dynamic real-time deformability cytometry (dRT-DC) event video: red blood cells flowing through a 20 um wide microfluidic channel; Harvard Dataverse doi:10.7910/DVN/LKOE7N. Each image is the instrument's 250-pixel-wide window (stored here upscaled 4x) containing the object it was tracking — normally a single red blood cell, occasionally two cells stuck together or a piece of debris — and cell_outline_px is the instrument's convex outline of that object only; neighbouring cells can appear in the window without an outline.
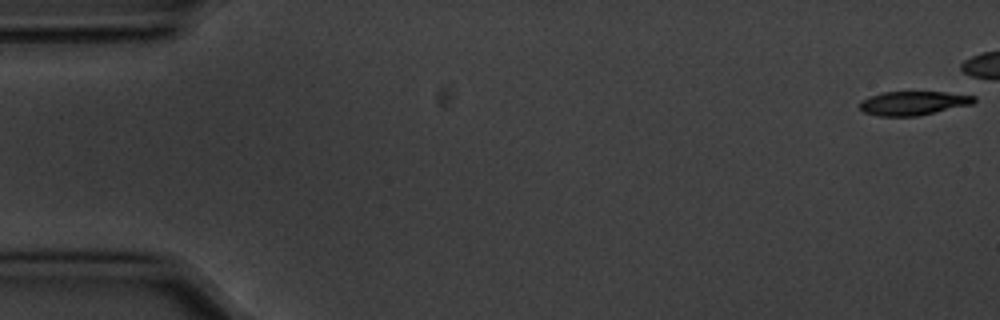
{"species": "common noctule bat (a hibernating species)", "species_latin": "Nyctalus noctula", "temperature_condition": "cold", "stored_images_in_passage": 12, "camera_frame_rate_fps": 3000, "um_per_image_px": 0.085, "animal": {"sex": "male", "body_mass_g": 20.1, "forearm_length_mm": 53.5}, "frame": {"image": 1, "passage_image": 1, "time_ms": 0.0, "image_size_px": [1000, 320], "cell_outline_px": [[976, 100], [972, 104], [916, 116], [880, 116], [864, 112], [860, 108], [860, 100], [868, 96], [884, 92], [944, 92], [976, 96]], "centroid_in_image_um": [77.6, 8.76], "position_along_channel_um": 7.4, "area_um2": 15.84}}